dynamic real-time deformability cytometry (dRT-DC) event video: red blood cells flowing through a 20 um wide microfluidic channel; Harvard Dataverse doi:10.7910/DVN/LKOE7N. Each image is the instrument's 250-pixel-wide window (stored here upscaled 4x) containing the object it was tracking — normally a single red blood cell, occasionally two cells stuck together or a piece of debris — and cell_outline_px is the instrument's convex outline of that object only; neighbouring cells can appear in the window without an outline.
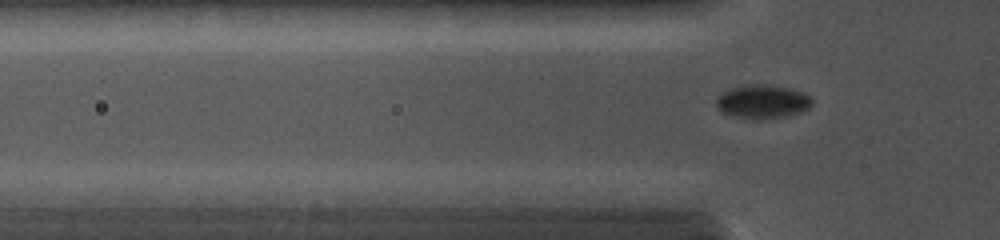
{"species": "common noctule bat (a hibernating species)", "species_latin": "Nyctalus noctula", "temperature_condition": "cold", "stored_images_in_passage": 54, "camera_frame_rate_fps": 5000, "um_per_image_px": 0.085, "animal": {"sex": "female", "body_mass_g": 19.0, "forearm_length_mm": 56.7}, "frame": {"image": 1, "passage_image": 8, "time_ms": 1.4, "image_size_px": [1000, 240], "cell_outline_px": [[812, 104], [808, 108], [800, 112], [784, 116], [736, 116], [724, 112], [716, 104], [716, 96], [732, 88], [748, 84], [768, 84], [792, 88], [804, 92], [812, 100]], "centroid_in_image_um": [64.85, 8.57], "position_along_channel_um": 60.9, "area_um2": 17.98}}
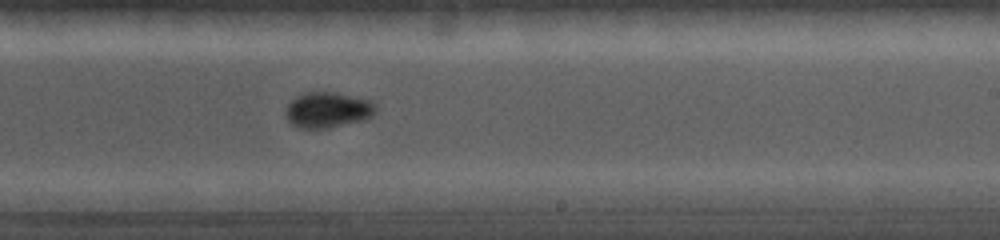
{"frame": {"image": 2, "passage_image": 33, "time_ms": 6.0, "image_size_px": [1000, 240], "cell_outline_px": [[376, 108], [372, 116], [364, 120], [328, 128], [296, 128], [288, 120], [288, 104], [296, 96], [308, 92], [332, 92], [372, 100]], "centroid_in_image_um": [27.88, 9.35], "position_along_channel_um": 261.1, "area_um2": 18.44}}
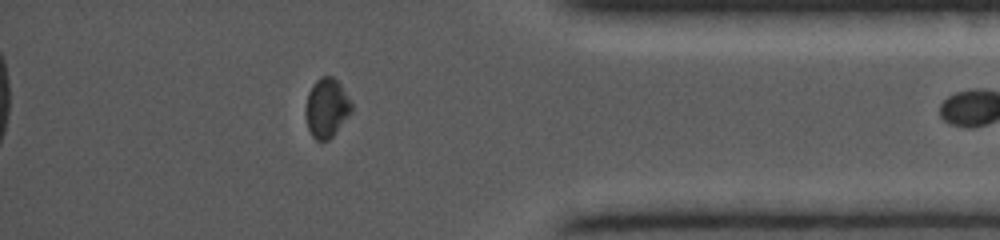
{"frame": {"image": 3, "passage_image": 53, "time_ms": 9.6, "image_size_px": [1000, 240], "cell_outline_px": [[352, 112], [336, 132], [328, 140], [316, 140], [312, 136], [308, 128], [304, 112], [304, 108], [308, 92], [312, 84], [320, 76], [332, 76], [340, 84], [352, 104]], "centroid_in_image_um": [27.74, 9.17], "position_along_channel_um": 407.5, "area_um2": 15.95}}